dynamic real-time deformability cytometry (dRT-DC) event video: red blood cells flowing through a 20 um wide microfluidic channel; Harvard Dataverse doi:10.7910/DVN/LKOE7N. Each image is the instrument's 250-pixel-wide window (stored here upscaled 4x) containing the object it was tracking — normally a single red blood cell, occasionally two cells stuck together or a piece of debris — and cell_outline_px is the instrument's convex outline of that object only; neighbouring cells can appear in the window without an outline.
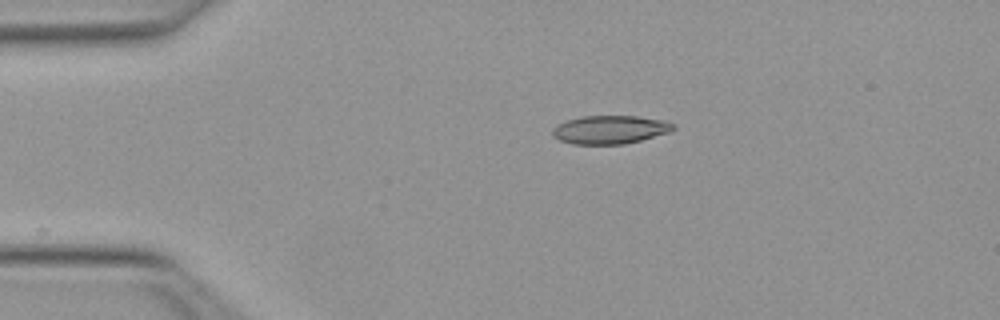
{"species": "Egyptian fruit bat (a non-hibernating species)", "species_latin": "Rousettus aegyptiacus", "temperature_condition": "warm", "stored_images_in_passage": 17, "camera_frame_rate_fps": 3000, "um_per_image_px": 0.085, "animal": {"sex": "female"}, "frame": {"image": 1, "passage_image": 1, "time_ms": 0.0, "image_size_px": [1000, 320], "cell_outline_px": [[676, 128], [668, 132], [640, 140], [624, 144], [572, 144], [560, 140], [552, 136], [552, 128], [556, 124], [580, 116], [636, 116], [664, 120], [676, 124]], "centroid_in_image_um": [51.83, 11.01], "position_along_channel_um": 33.2, "area_um2": 20.0}}
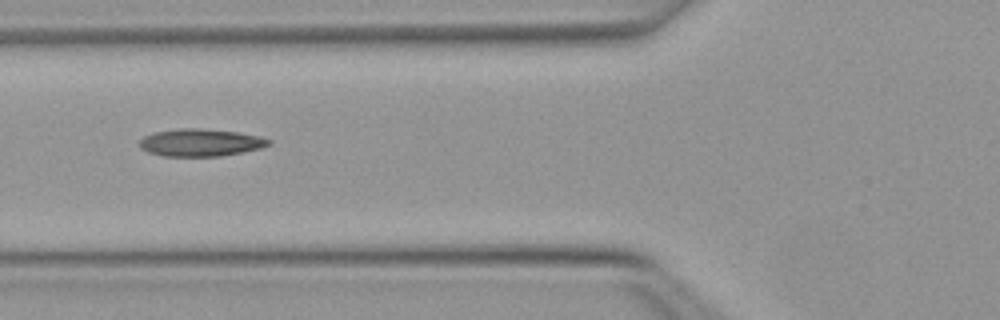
{"frame": {"image": 2, "passage_image": 10, "time_ms": 3.0, "image_size_px": [1000, 320], "cell_outline_px": [[272, 144], [260, 148], [220, 156], [164, 156], [148, 152], [140, 148], [140, 140], [144, 136], [152, 132], [180, 128], [200, 128], [236, 132], [260, 136], [272, 140]], "centroid_in_image_um": [17.03, 12.11], "position_along_channel_um": 108.8, "area_um2": 20.63}}
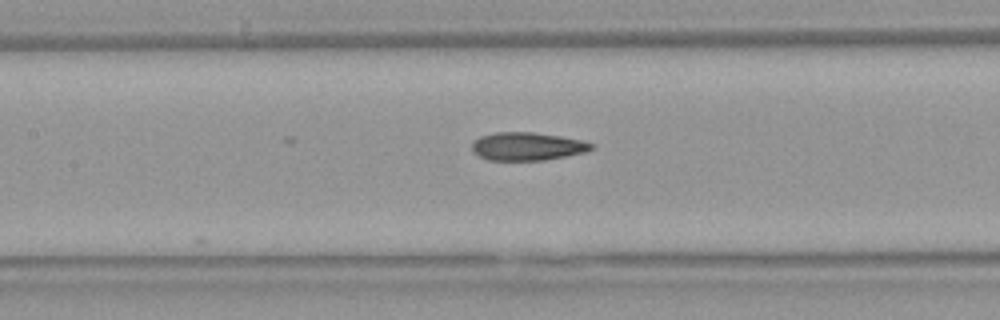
{"frame": {"image": 3, "passage_image": 14, "time_ms": 4.333, "image_size_px": [1000, 320], "cell_outline_px": [[592, 148], [584, 152], [544, 160], [488, 160], [472, 152], [472, 144], [480, 136], [496, 132], [532, 132], [560, 136], [580, 140], [592, 144]], "centroid_in_image_um": [44.76, 12.44], "position_along_channel_um": 162.6, "area_um2": 19.25}}